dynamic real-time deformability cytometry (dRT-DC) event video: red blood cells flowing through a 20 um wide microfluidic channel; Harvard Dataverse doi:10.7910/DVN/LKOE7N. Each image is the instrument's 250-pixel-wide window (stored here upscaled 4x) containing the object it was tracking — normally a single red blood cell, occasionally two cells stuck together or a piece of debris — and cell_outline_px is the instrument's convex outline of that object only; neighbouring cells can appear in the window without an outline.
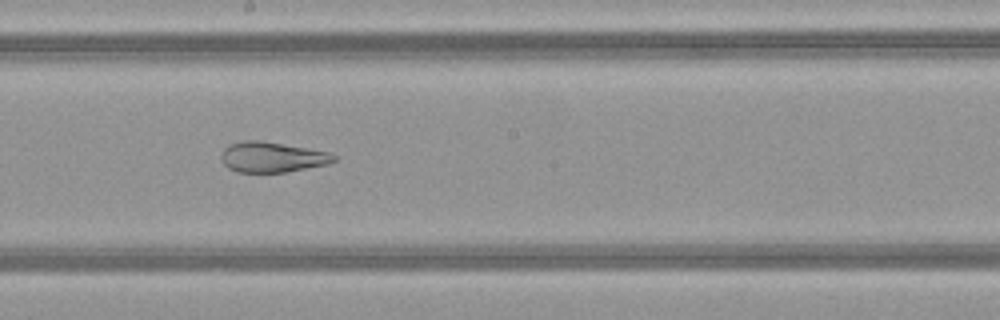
{"species": "common noctule bat (a hibernating species)", "species_latin": "Nyctalus noctula", "temperature_condition": "warm", "stored_images_in_passage": 50, "camera_frame_rate_fps": 3000, "um_per_image_px": 0.085, "animal": {"sex": "female", "body_mass_g": 21.9}, "frame": {"image": 1, "passage_image": 28, "time_ms": 9.0, "image_size_px": [1000, 320], "cell_outline_px": [[336, 160], [328, 164], [288, 172], [236, 172], [228, 168], [224, 164], [220, 156], [224, 148], [228, 144], [244, 140], [260, 140], [308, 148], [328, 152], [336, 156]], "centroid_in_image_um": [23.11, 13.35], "position_along_channel_um": 225.1, "area_um2": 20.06}}
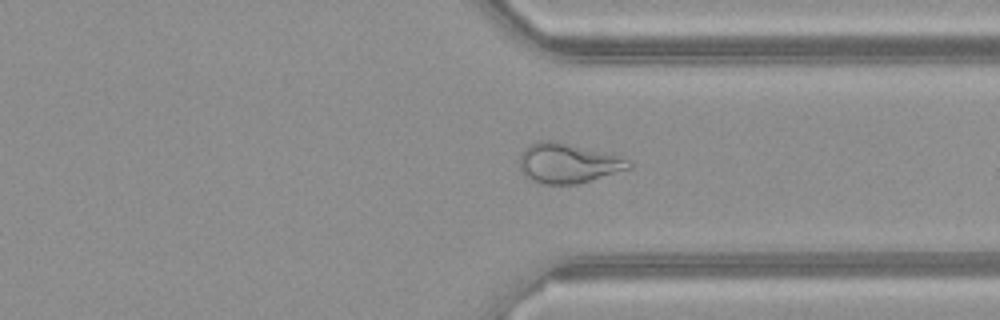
{"frame": {"image": 2, "passage_image": 38, "time_ms": 12.333, "image_size_px": [1000, 320], "cell_outline_px": [[632, 168], [580, 184], [544, 184], [532, 180], [524, 176], [520, 172], [520, 152], [524, 148], [540, 140], [556, 140], [616, 152], [632, 160]], "centroid_in_image_um": [48.38, 13.84], "position_along_channel_um": 363.0, "area_um2": 26.59}}
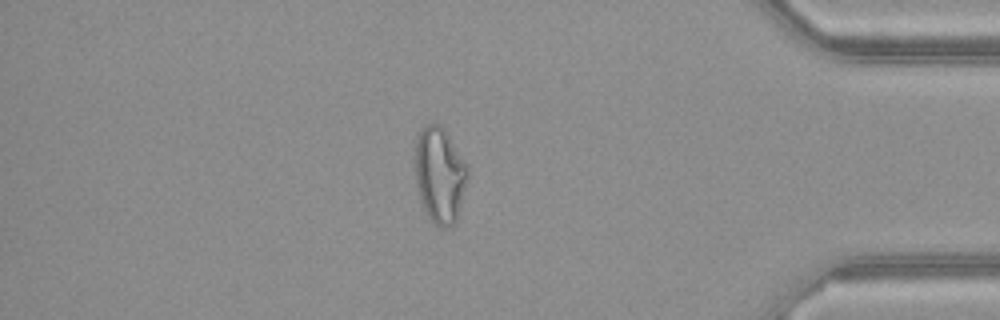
{"frame": {"image": 3, "passage_image": 43, "time_ms": 14.0, "image_size_px": [1000, 320], "cell_outline_px": [[468, 180], [456, 220], [448, 228], [440, 228], [428, 216], [424, 208], [416, 184], [412, 168], [412, 148], [416, 136], [420, 128], [428, 124], [440, 124], [444, 128], [468, 168]], "centroid_in_image_um": [37.31, 14.82], "position_along_channel_um": 397.9, "area_um2": 30.0}, "authors_computed_cell_mechanics": {"area_um2": 29.9982, "velocity_mm_per_s": 4.1394, "shape_relaxation_time_tau1_ms": null, "shape_relaxation_time_tau2_ms": 0.6133, "deformation_change_tau1": null, "deformation_change_tau2": 0.0611}}